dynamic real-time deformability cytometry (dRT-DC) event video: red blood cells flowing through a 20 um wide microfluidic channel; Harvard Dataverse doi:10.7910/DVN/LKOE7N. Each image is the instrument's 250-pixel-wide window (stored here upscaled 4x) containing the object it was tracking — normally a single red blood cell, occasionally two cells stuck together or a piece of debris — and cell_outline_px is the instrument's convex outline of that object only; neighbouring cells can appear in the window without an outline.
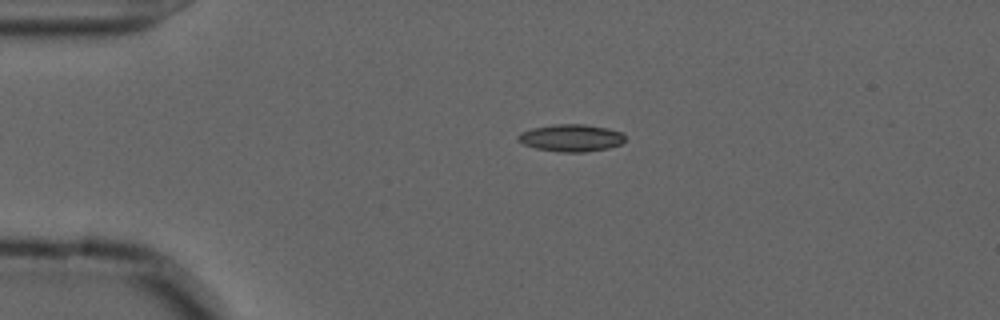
{"species": "common noctule bat (a hibernating species)", "species_latin": "Nyctalus noctula", "temperature_condition": "cold", "stored_images_in_passage": 44, "camera_frame_rate_fps": 3000, "um_per_image_px": 0.085, "animal": {"sex": "male", "forearm_length_mm": 52.5}, "frame": {"image": 1, "passage_image": 1, "time_ms": 0.0, "image_size_px": [1000, 320], "cell_outline_px": [[624, 140], [620, 144], [608, 148], [584, 152], [560, 152], [536, 148], [524, 144], [516, 136], [520, 132], [532, 128], [552, 124], [584, 124], [608, 128], [620, 132], [624, 136]], "centroid_in_image_um": [48.53, 11.71], "position_along_channel_um": 36.5, "area_um2": 16.88}}
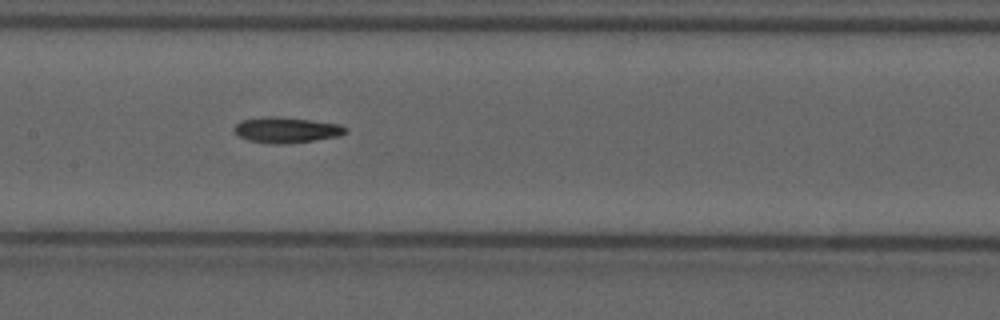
{"frame": {"image": 2, "passage_image": 16, "time_ms": 5.0, "image_size_px": [1000, 320], "cell_outline_px": [[348, 132], [340, 136], [312, 140], [280, 144], [272, 144], [248, 140], [240, 136], [232, 128], [240, 120], [264, 116], [280, 116], [312, 120], [340, 124], [348, 128]], "centroid_in_image_um": [24.35, 11.03], "position_along_channel_um": 183.0, "area_um2": 16.76}}
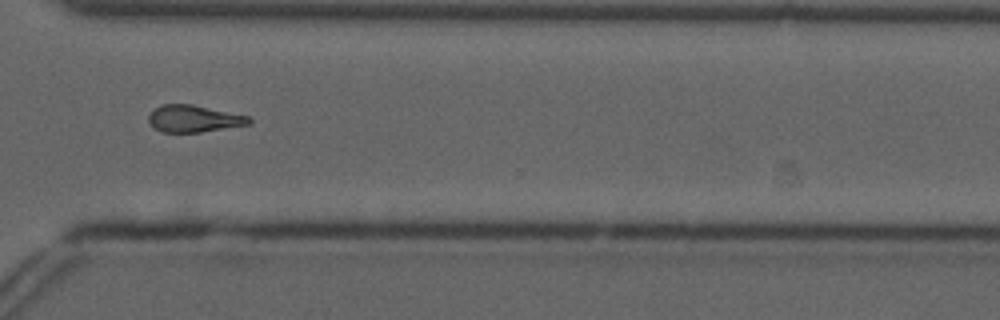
{"frame": {"image": 3, "passage_image": 30, "time_ms": 9.667, "image_size_px": [1000, 320], "cell_outline_px": [[252, 124], [200, 132], [160, 132], [148, 120], [148, 116], [156, 108], [164, 104], [192, 104], [248, 116], [252, 120]], "centroid_in_image_um": [16.5, 10.09], "position_along_channel_um": 354.1, "area_um2": 15.61}}